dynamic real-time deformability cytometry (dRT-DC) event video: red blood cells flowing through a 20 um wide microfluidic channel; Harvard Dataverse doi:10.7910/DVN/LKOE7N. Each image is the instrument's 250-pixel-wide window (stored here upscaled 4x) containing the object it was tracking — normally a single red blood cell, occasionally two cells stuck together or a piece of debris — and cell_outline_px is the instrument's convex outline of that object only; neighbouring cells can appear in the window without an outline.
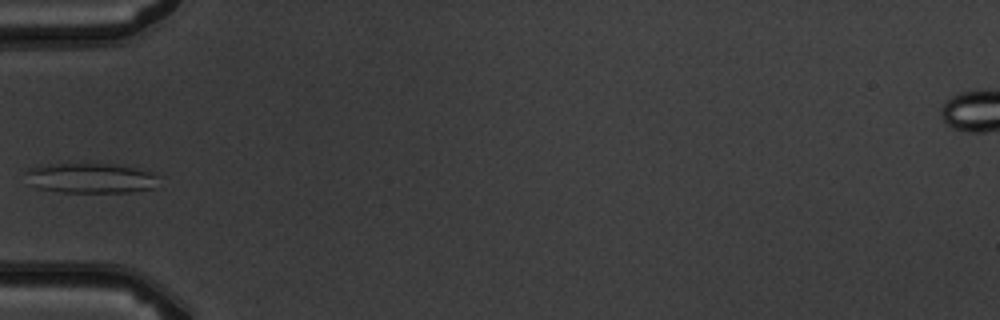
{"species": "common noctule bat (a hibernating species)", "species_latin": "Nyctalus noctula", "temperature_condition": "warm", "stored_images_in_passage": 7, "camera_frame_rate_fps": 3000, "um_per_image_px": 0.085, "animal": {"sex": "male", "body_mass_g": 19.5, "forearm_length_mm": 54.6}, "frame": {"image": 1, "passage_image": 6, "time_ms": 7.667, "image_size_px": [1000, 320], "cell_outline_px": [[160, 188], [128, 192], [60, 192], [36, 188], [32, 184], [24, 172], [24, 168], [40, 164], [124, 164], [152, 172], [156, 176]], "centroid_in_image_um": [7.73, 15.13], "position_along_channel_um": 77.3, "area_um2": 23.87}}
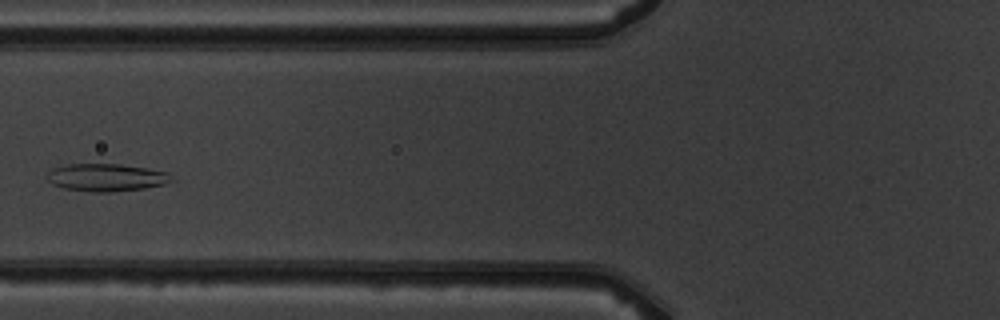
{"frame": {"image": 2, "passage_image": 7, "time_ms": 8.667, "image_size_px": [1000, 320], "cell_outline_px": [[176, 180], [164, 184], [144, 188], [112, 192], [92, 192], [64, 188], [52, 184], [44, 176], [52, 168], [68, 164], [120, 164], [168, 172]], "centroid_in_image_um": [9.02, 15.08], "position_along_channel_um": 116.8, "area_um2": 20.11}}